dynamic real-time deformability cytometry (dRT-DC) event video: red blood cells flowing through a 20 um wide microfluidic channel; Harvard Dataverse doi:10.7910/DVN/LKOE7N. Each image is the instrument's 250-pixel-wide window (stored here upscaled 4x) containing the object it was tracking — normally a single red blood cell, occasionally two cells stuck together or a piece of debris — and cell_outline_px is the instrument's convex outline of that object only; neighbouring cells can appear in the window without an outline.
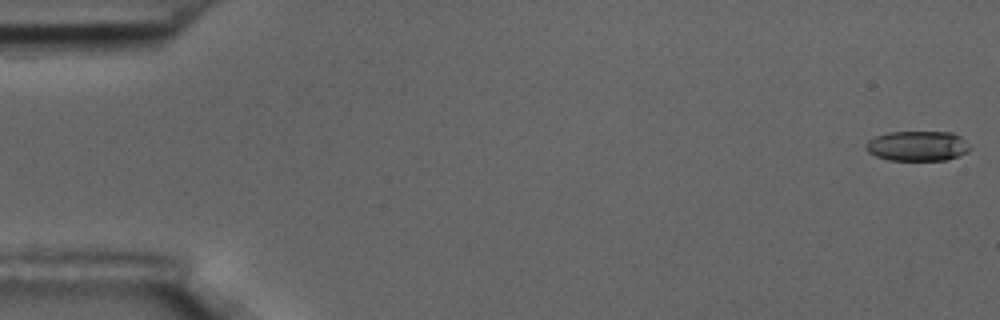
{"species": "common noctule bat (a hibernating species)", "species_latin": "Nyctalus noctula", "temperature_condition": "room temperature", "stored_images_in_passage": 15, "camera_frame_rate_fps": 3000, "um_per_image_px": 0.085, "animal": {"sex": "male", "body_mass_g": 17.5, "forearm_length_mm": 52.3}, "frame": {"image": 1, "passage_image": 1, "time_ms": 0.0, "image_size_px": [1000, 320], "cell_outline_px": [[972, 148], [968, 152], [944, 160], [888, 160], [876, 156], [868, 152], [864, 148], [864, 144], [868, 140], [876, 136], [888, 132], [952, 132], [960, 136]], "centroid_in_image_um": [77.96, 12.4], "position_along_channel_um": 7.0, "area_um2": 18.26}}
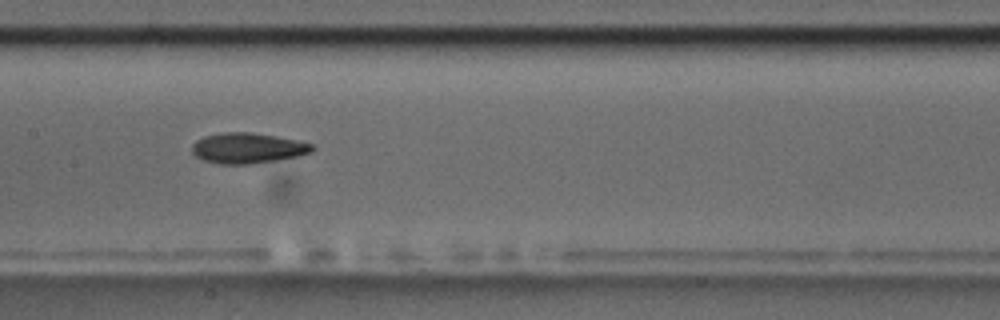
{"frame": {"image": 2, "passage_image": 8, "time_ms": 9.0, "image_size_px": [1000, 320], "cell_outline_px": [[316, 148], [312, 152], [296, 156], [276, 160], [248, 164], [220, 164], [204, 160], [196, 156], [192, 152], [192, 144], [196, 140], [204, 136], [224, 132], [252, 132], [276, 136], [296, 140], [312, 144]], "centroid_in_image_um": [21.04, 12.58], "position_along_channel_um": 186.4, "area_um2": 21.27}}
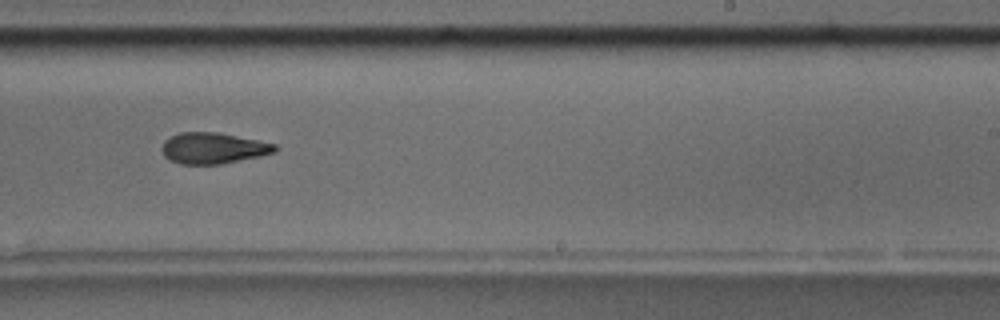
{"frame": {"image": 3, "passage_image": 10, "time_ms": 11.333, "image_size_px": [1000, 320], "cell_outline_px": [[280, 148], [276, 152], [260, 156], [220, 164], [180, 164], [164, 156], [160, 148], [164, 140], [180, 132], [216, 132], [260, 140], [276, 144]], "centroid_in_image_um": [18.14, 12.59], "position_along_channel_um": 270.9, "area_um2": 20.58}, "authors_computed_cell_mechanics": {"area_um2": 20.5768, "velocity_mm_per_s": 3.6373, "shape_relaxation_time_tau1_ms": 2.9818, "shape_relaxation_time_tau2_ms": 3.9347, "deformation_change_tau1": 0.1348, "deformation_change_tau2": 0.1209}}